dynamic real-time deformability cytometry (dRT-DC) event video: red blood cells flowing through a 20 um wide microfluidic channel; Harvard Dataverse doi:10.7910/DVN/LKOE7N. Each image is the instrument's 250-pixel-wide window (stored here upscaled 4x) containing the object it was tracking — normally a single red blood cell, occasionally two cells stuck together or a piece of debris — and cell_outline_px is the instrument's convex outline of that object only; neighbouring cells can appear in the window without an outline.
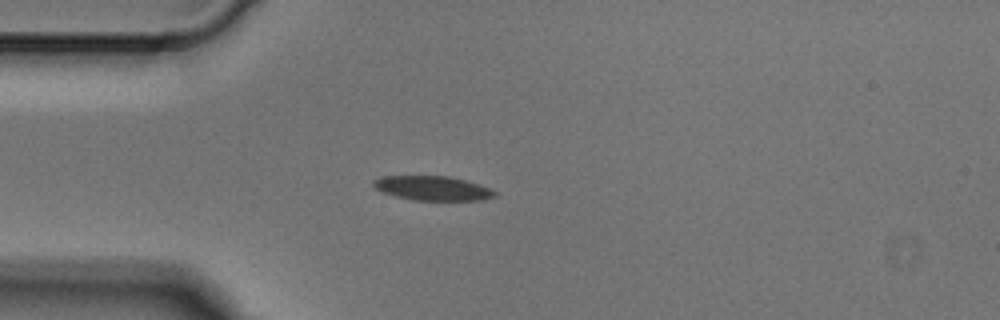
{"species": "Egyptian fruit bat (a non-hibernating species)", "species_latin": "Rousettus aegyptiacus", "temperature_condition": "cold", "stored_images_in_passage": 5, "camera_frame_rate_fps": 3000, "um_per_image_px": 0.085, "animal": {"sex": "male"}, "frame": {"image": 1, "passage_image": 4, "time_ms": 1.0, "image_size_px": [1000, 320], "cell_outline_px": [[496, 196], [484, 200], [412, 200], [396, 196], [384, 192], [376, 188], [372, 184], [372, 180], [380, 176], [448, 176], [480, 184], [492, 188], [496, 192]], "centroid_in_image_um": [36.8, 15.99], "position_along_channel_um": 48.2, "area_um2": 17.28}}